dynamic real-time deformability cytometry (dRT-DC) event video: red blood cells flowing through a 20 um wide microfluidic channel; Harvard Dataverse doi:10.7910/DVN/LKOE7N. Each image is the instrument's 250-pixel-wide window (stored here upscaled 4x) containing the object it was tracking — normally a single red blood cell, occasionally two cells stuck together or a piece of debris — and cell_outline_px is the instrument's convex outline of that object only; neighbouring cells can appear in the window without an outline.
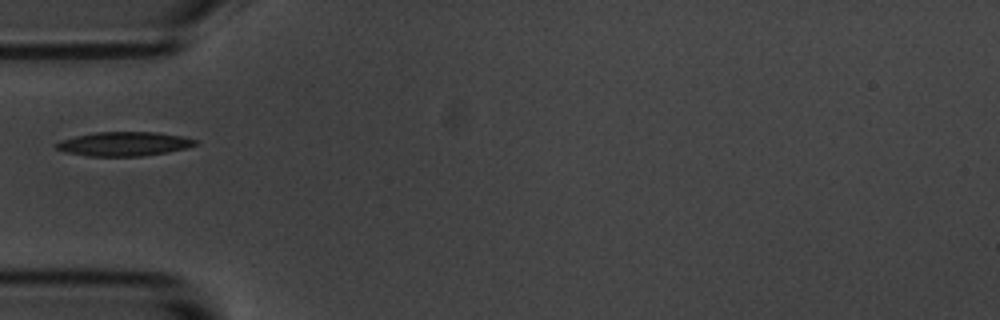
{"species": "common noctule bat (a hibernating species)", "species_latin": "Nyctalus noctula", "temperature_condition": "room temperature", "stored_images_in_passage": 1, "camera_frame_rate_fps": 3000, "um_per_image_px": 0.085, "animal": {"sex": "male", "body_mass_g": 20.1, "forearm_length_mm": 53.5}, "frame": {"image": 1, "passage_image": 1, "time_ms": 0.0, "image_size_px": [1000, 320], "cell_outline_px": [[200, 144], [188, 148], [168, 152], [140, 156], [88, 156], [68, 152], [56, 148], [52, 144], [60, 140], [76, 136], [96, 132], [156, 132], [180, 136], [196, 140]], "centroid_in_image_um": [10.55, 12.23], "position_along_channel_um": 74.4, "area_um2": 19.54}}